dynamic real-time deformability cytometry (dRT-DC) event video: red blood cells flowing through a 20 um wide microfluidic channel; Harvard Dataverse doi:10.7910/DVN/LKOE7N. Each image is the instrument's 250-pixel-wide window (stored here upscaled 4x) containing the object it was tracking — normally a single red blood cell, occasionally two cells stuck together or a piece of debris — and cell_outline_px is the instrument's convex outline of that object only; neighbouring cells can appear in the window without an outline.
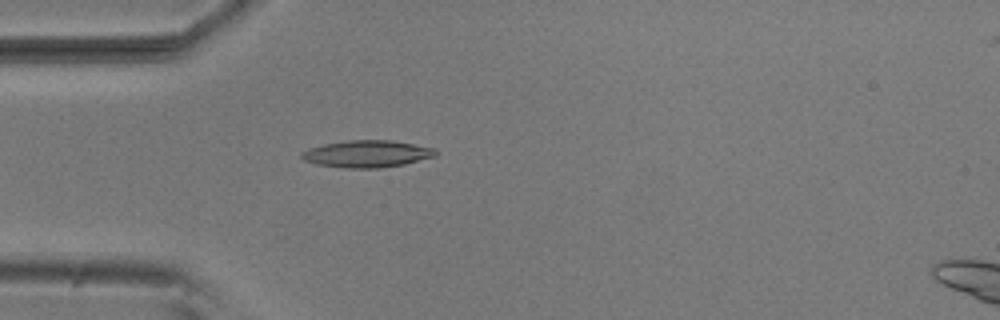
{"species": "common noctule bat (a hibernating species)", "species_latin": "Nyctalus noctula", "temperature_condition": "room temperature", "stored_images_in_passage": 4, "camera_frame_rate_fps": 3000, "um_per_image_px": 0.085, "animal": {"sex": "male", "body_mass_g": 20.5, "forearm_length_mm": 52.5}, "frame": {"image": 1, "passage_image": 4, "time_ms": 1.0, "image_size_px": [1000, 320], "cell_outline_px": [[436, 156], [404, 164], [376, 168], [344, 168], [316, 164], [304, 160], [300, 156], [300, 152], [308, 148], [324, 144], [348, 140], [392, 140], [432, 148], [436, 152]], "centroid_in_image_um": [31.13, 13.08], "position_along_channel_um": 53.9, "area_um2": 20.98}}